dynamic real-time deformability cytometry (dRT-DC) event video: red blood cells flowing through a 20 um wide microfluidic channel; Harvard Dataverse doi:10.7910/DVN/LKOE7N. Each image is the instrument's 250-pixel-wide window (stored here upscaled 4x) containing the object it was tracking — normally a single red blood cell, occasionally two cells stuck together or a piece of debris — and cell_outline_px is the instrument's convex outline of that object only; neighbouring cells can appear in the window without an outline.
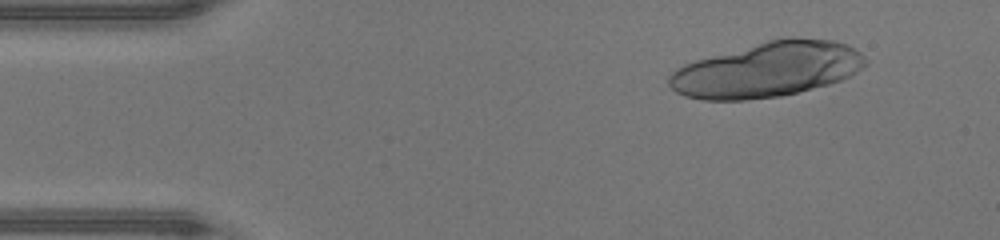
{"species": "human", "species_latin": "Homo sapiens", "temperature_condition": "warm", "stored_images_in_passage": 16, "camera_frame_rate_fps": 3000, "um_per_image_px": 0.085, "donor": {"sex": "male"}, "frame": {"image": 1, "passage_image": 5, "time_ms": 1.333, "image_size_px": [1000, 240], "cell_outline_px": [[868, 64], [856, 72], [840, 80], [828, 84], [780, 96], [744, 100], [704, 100], [684, 96], [676, 92], [668, 84], [668, 76], [676, 68], [684, 64], [696, 60], [768, 40], [788, 36], [836, 40], [848, 44], [856, 48], [864, 56]], "centroid_in_image_um": [65.23, 5.9], "position_along_channel_um": 19.8, "area_um2": 63.0}}